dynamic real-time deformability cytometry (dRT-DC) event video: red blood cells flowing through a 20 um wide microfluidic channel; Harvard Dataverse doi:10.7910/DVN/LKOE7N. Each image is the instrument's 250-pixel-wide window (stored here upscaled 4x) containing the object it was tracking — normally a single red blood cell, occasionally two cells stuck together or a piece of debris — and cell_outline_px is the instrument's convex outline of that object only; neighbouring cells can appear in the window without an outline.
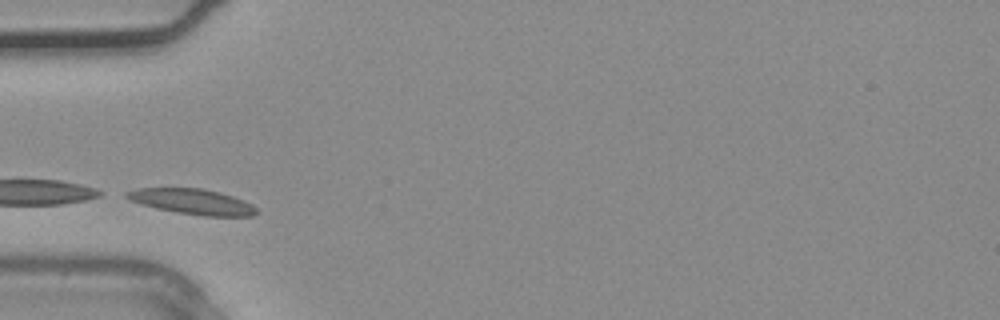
{"species": "common noctule bat (a hibernating species)", "species_latin": "Nyctalus noctula", "temperature_condition": "warm", "stored_images_in_passage": 1, "camera_frame_rate_fps": 3000, "um_per_image_px": 0.085, "animal": {"sex": "male", "body_mass_g": 20.4}, "frame": {"image": 1, "passage_image": 1, "time_ms": 0.0, "image_size_px": [1000, 320], "cell_outline_px": [[260, 212], [256, 216], [204, 216], [176, 212], [156, 208], [140, 204], [124, 196], [124, 192], [136, 188], [204, 188], [220, 192], [232, 196], [252, 204]], "centroid_in_image_um": [16.37, 17.14], "position_along_channel_um": 68.6, "area_um2": 19.36}}